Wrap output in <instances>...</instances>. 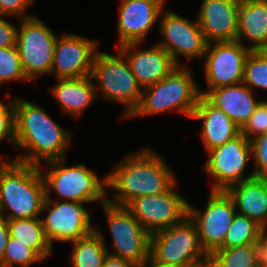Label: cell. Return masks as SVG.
Segmentation results:
<instances>
[{"label": "cell", "mask_w": 267, "mask_h": 267, "mask_svg": "<svg viewBox=\"0 0 267 267\" xmlns=\"http://www.w3.org/2000/svg\"><path fill=\"white\" fill-rule=\"evenodd\" d=\"M15 120V148L28 152L13 160L42 166L43 163L66 158L73 131L56 123L42 107L13 97Z\"/></svg>", "instance_id": "6da1fadb"}, {"label": "cell", "mask_w": 267, "mask_h": 267, "mask_svg": "<svg viewBox=\"0 0 267 267\" xmlns=\"http://www.w3.org/2000/svg\"><path fill=\"white\" fill-rule=\"evenodd\" d=\"M153 148L145 147L126 155L107 174V187L114 197L107 201L126 206L136 197L166 192L176 181V174Z\"/></svg>", "instance_id": "7a4b0ae2"}, {"label": "cell", "mask_w": 267, "mask_h": 267, "mask_svg": "<svg viewBox=\"0 0 267 267\" xmlns=\"http://www.w3.org/2000/svg\"><path fill=\"white\" fill-rule=\"evenodd\" d=\"M0 156L1 218L40 217L46 200L40 166L24 164L13 159L1 160L3 157Z\"/></svg>", "instance_id": "3957f363"}, {"label": "cell", "mask_w": 267, "mask_h": 267, "mask_svg": "<svg viewBox=\"0 0 267 267\" xmlns=\"http://www.w3.org/2000/svg\"><path fill=\"white\" fill-rule=\"evenodd\" d=\"M199 87L189 65H179L161 81L142 88L140 103L128 119L173 109L191 118L201 96Z\"/></svg>", "instance_id": "277c9868"}, {"label": "cell", "mask_w": 267, "mask_h": 267, "mask_svg": "<svg viewBox=\"0 0 267 267\" xmlns=\"http://www.w3.org/2000/svg\"><path fill=\"white\" fill-rule=\"evenodd\" d=\"M65 161L66 158L46 162L50 170L47 172H43L44 169L40 166L46 196H51L53 190L61 201L80 203L97 201L100 205L106 203L107 175L100 180L97 172L88 169L85 164L67 166Z\"/></svg>", "instance_id": "5b68a950"}, {"label": "cell", "mask_w": 267, "mask_h": 267, "mask_svg": "<svg viewBox=\"0 0 267 267\" xmlns=\"http://www.w3.org/2000/svg\"><path fill=\"white\" fill-rule=\"evenodd\" d=\"M116 55L97 51L91 72L96 96L100 93L104 100L125 106L124 120L138 107L142 87L137 83L125 56L116 49ZM97 83V85H96ZM99 87V88H98ZM99 89L100 92H97Z\"/></svg>", "instance_id": "8992f818"}, {"label": "cell", "mask_w": 267, "mask_h": 267, "mask_svg": "<svg viewBox=\"0 0 267 267\" xmlns=\"http://www.w3.org/2000/svg\"><path fill=\"white\" fill-rule=\"evenodd\" d=\"M150 256L171 267H197L209 260L196 225L189 216L174 226L151 234Z\"/></svg>", "instance_id": "52a82bcc"}, {"label": "cell", "mask_w": 267, "mask_h": 267, "mask_svg": "<svg viewBox=\"0 0 267 267\" xmlns=\"http://www.w3.org/2000/svg\"><path fill=\"white\" fill-rule=\"evenodd\" d=\"M19 20L16 45L26 77L35 81L38 76L51 75L58 34L35 15Z\"/></svg>", "instance_id": "ba28073f"}, {"label": "cell", "mask_w": 267, "mask_h": 267, "mask_svg": "<svg viewBox=\"0 0 267 267\" xmlns=\"http://www.w3.org/2000/svg\"><path fill=\"white\" fill-rule=\"evenodd\" d=\"M108 221L114 250L108 254L126 259L135 266L150 256L151 235L125 206H117L108 201L101 204Z\"/></svg>", "instance_id": "9c48e42d"}, {"label": "cell", "mask_w": 267, "mask_h": 267, "mask_svg": "<svg viewBox=\"0 0 267 267\" xmlns=\"http://www.w3.org/2000/svg\"><path fill=\"white\" fill-rule=\"evenodd\" d=\"M207 155L203 169L213 179L212 191H227L233 185L255 177L253 170L248 176L244 175L252 159V150L250 141L242 133L209 150Z\"/></svg>", "instance_id": "30bf717a"}, {"label": "cell", "mask_w": 267, "mask_h": 267, "mask_svg": "<svg viewBox=\"0 0 267 267\" xmlns=\"http://www.w3.org/2000/svg\"><path fill=\"white\" fill-rule=\"evenodd\" d=\"M209 192L203 211L188 203V216L196 225L201 245L208 255L223 245L237 213L235 203L227 191Z\"/></svg>", "instance_id": "8fae6325"}, {"label": "cell", "mask_w": 267, "mask_h": 267, "mask_svg": "<svg viewBox=\"0 0 267 267\" xmlns=\"http://www.w3.org/2000/svg\"><path fill=\"white\" fill-rule=\"evenodd\" d=\"M84 204L55 200L52 196H46L41 213L47 214L40 219L52 247L54 242H72L96 230Z\"/></svg>", "instance_id": "7c38bea8"}, {"label": "cell", "mask_w": 267, "mask_h": 267, "mask_svg": "<svg viewBox=\"0 0 267 267\" xmlns=\"http://www.w3.org/2000/svg\"><path fill=\"white\" fill-rule=\"evenodd\" d=\"M176 186L177 181L166 192L136 197L125 206L150 235L188 216L189 201L176 191Z\"/></svg>", "instance_id": "4fadbf2b"}, {"label": "cell", "mask_w": 267, "mask_h": 267, "mask_svg": "<svg viewBox=\"0 0 267 267\" xmlns=\"http://www.w3.org/2000/svg\"><path fill=\"white\" fill-rule=\"evenodd\" d=\"M251 50L238 41L208 43L203 57V71L206 90L200 88L201 95L211 89L243 82L245 61Z\"/></svg>", "instance_id": "5bb4252c"}, {"label": "cell", "mask_w": 267, "mask_h": 267, "mask_svg": "<svg viewBox=\"0 0 267 267\" xmlns=\"http://www.w3.org/2000/svg\"><path fill=\"white\" fill-rule=\"evenodd\" d=\"M158 24L162 40L157 44L163 47L178 65H184L179 59L181 56L187 58V61L204 57L208 42L197 18L190 21L178 13L164 9Z\"/></svg>", "instance_id": "9a60e30c"}, {"label": "cell", "mask_w": 267, "mask_h": 267, "mask_svg": "<svg viewBox=\"0 0 267 267\" xmlns=\"http://www.w3.org/2000/svg\"><path fill=\"white\" fill-rule=\"evenodd\" d=\"M99 42L79 34L64 32L57 36L51 75L56 79L91 76Z\"/></svg>", "instance_id": "2e32d148"}, {"label": "cell", "mask_w": 267, "mask_h": 267, "mask_svg": "<svg viewBox=\"0 0 267 267\" xmlns=\"http://www.w3.org/2000/svg\"><path fill=\"white\" fill-rule=\"evenodd\" d=\"M165 0H121L118 8L117 47L142 43L165 9Z\"/></svg>", "instance_id": "e0dca14e"}, {"label": "cell", "mask_w": 267, "mask_h": 267, "mask_svg": "<svg viewBox=\"0 0 267 267\" xmlns=\"http://www.w3.org/2000/svg\"><path fill=\"white\" fill-rule=\"evenodd\" d=\"M142 43H129L117 47L125 56L137 83L146 87L167 77L179 65L157 43L149 48L138 49ZM137 48V49H136Z\"/></svg>", "instance_id": "ac0fdd59"}, {"label": "cell", "mask_w": 267, "mask_h": 267, "mask_svg": "<svg viewBox=\"0 0 267 267\" xmlns=\"http://www.w3.org/2000/svg\"><path fill=\"white\" fill-rule=\"evenodd\" d=\"M240 0H202L197 21L208 43L236 41Z\"/></svg>", "instance_id": "d6986e66"}, {"label": "cell", "mask_w": 267, "mask_h": 267, "mask_svg": "<svg viewBox=\"0 0 267 267\" xmlns=\"http://www.w3.org/2000/svg\"><path fill=\"white\" fill-rule=\"evenodd\" d=\"M191 118L202 121L200 136L206 152L225 144L241 133V129L231 118L204 95L200 96Z\"/></svg>", "instance_id": "ffe728a7"}, {"label": "cell", "mask_w": 267, "mask_h": 267, "mask_svg": "<svg viewBox=\"0 0 267 267\" xmlns=\"http://www.w3.org/2000/svg\"><path fill=\"white\" fill-rule=\"evenodd\" d=\"M205 97L241 129L262 99L243 82L211 89Z\"/></svg>", "instance_id": "44dd1931"}, {"label": "cell", "mask_w": 267, "mask_h": 267, "mask_svg": "<svg viewBox=\"0 0 267 267\" xmlns=\"http://www.w3.org/2000/svg\"><path fill=\"white\" fill-rule=\"evenodd\" d=\"M236 41L251 51H267V0H240Z\"/></svg>", "instance_id": "7402d4cb"}, {"label": "cell", "mask_w": 267, "mask_h": 267, "mask_svg": "<svg viewBox=\"0 0 267 267\" xmlns=\"http://www.w3.org/2000/svg\"><path fill=\"white\" fill-rule=\"evenodd\" d=\"M236 212L247 216L261 227L267 226V179L253 177L227 190Z\"/></svg>", "instance_id": "603a6c76"}, {"label": "cell", "mask_w": 267, "mask_h": 267, "mask_svg": "<svg viewBox=\"0 0 267 267\" xmlns=\"http://www.w3.org/2000/svg\"><path fill=\"white\" fill-rule=\"evenodd\" d=\"M91 76L83 78L56 79L51 94L60 104L61 111L76 119L81 117L87 107L96 99L95 86Z\"/></svg>", "instance_id": "cb8c5ba5"}, {"label": "cell", "mask_w": 267, "mask_h": 267, "mask_svg": "<svg viewBox=\"0 0 267 267\" xmlns=\"http://www.w3.org/2000/svg\"><path fill=\"white\" fill-rule=\"evenodd\" d=\"M72 252L69 260L71 267H102L108 256L106 240L101 231L96 230L87 236L70 242Z\"/></svg>", "instance_id": "d4e9b609"}, {"label": "cell", "mask_w": 267, "mask_h": 267, "mask_svg": "<svg viewBox=\"0 0 267 267\" xmlns=\"http://www.w3.org/2000/svg\"><path fill=\"white\" fill-rule=\"evenodd\" d=\"M10 236L32 248L43 260L53 252L47 240L40 217L7 219Z\"/></svg>", "instance_id": "484cf974"}, {"label": "cell", "mask_w": 267, "mask_h": 267, "mask_svg": "<svg viewBox=\"0 0 267 267\" xmlns=\"http://www.w3.org/2000/svg\"><path fill=\"white\" fill-rule=\"evenodd\" d=\"M211 267H262L260 244L219 248L209 255Z\"/></svg>", "instance_id": "4316f807"}, {"label": "cell", "mask_w": 267, "mask_h": 267, "mask_svg": "<svg viewBox=\"0 0 267 267\" xmlns=\"http://www.w3.org/2000/svg\"><path fill=\"white\" fill-rule=\"evenodd\" d=\"M261 226L247 216L236 213L220 248H233L259 243Z\"/></svg>", "instance_id": "83f0119b"}, {"label": "cell", "mask_w": 267, "mask_h": 267, "mask_svg": "<svg viewBox=\"0 0 267 267\" xmlns=\"http://www.w3.org/2000/svg\"><path fill=\"white\" fill-rule=\"evenodd\" d=\"M243 83L252 91L255 88L267 91V51L249 53L245 61Z\"/></svg>", "instance_id": "f1b7e54d"}, {"label": "cell", "mask_w": 267, "mask_h": 267, "mask_svg": "<svg viewBox=\"0 0 267 267\" xmlns=\"http://www.w3.org/2000/svg\"><path fill=\"white\" fill-rule=\"evenodd\" d=\"M44 260L29 246L10 236L1 262L5 267H31Z\"/></svg>", "instance_id": "f546056e"}, {"label": "cell", "mask_w": 267, "mask_h": 267, "mask_svg": "<svg viewBox=\"0 0 267 267\" xmlns=\"http://www.w3.org/2000/svg\"><path fill=\"white\" fill-rule=\"evenodd\" d=\"M19 80L30 81L23 71L17 45L0 48V85Z\"/></svg>", "instance_id": "4dcf8cb0"}, {"label": "cell", "mask_w": 267, "mask_h": 267, "mask_svg": "<svg viewBox=\"0 0 267 267\" xmlns=\"http://www.w3.org/2000/svg\"><path fill=\"white\" fill-rule=\"evenodd\" d=\"M241 133L250 141L267 133V100L263 99L254 113L241 128Z\"/></svg>", "instance_id": "1f68e13d"}, {"label": "cell", "mask_w": 267, "mask_h": 267, "mask_svg": "<svg viewBox=\"0 0 267 267\" xmlns=\"http://www.w3.org/2000/svg\"><path fill=\"white\" fill-rule=\"evenodd\" d=\"M255 177L267 179V133L250 140Z\"/></svg>", "instance_id": "d6a6232c"}, {"label": "cell", "mask_w": 267, "mask_h": 267, "mask_svg": "<svg viewBox=\"0 0 267 267\" xmlns=\"http://www.w3.org/2000/svg\"><path fill=\"white\" fill-rule=\"evenodd\" d=\"M8 140L13 146L15 142L14 102L9 99L8 105L0 101V142Z\"/></svg>", "instance_id": "836d02e7"}, {"label": "cell", "mask_w": 267, "mask_h": 267, "mask_svg": "<svg viewBox=\"0 0 267 267\" xmlns=\"http://www.w3.org/2000/svg\"><path fill=\"white\" fill-rule=\"evenodd\" d=\"M33 3L34 0H0V14L18 19L28 18L34 16L32 13H26Z\"/></svg>", "instance_id": "e575fe53"}, {"label": "cell", "mask_w": 267, "mask_h": 267, "mask_svg": "<svg viewBox=\"0 0 267 267\" xmlns=\"http://www.w3.org/2000/svg\"><path fill=\"white\" fill-rule=\"evenodd\" d=\"M6 16L0 14V48L16 45L17 27L4 19Z\"/></svg>", "instance_id": "d590c367"}, {"label": "cell", "mask_w": 267, "mask_h": 267, "mask_svg": "<svg viewBox=\"0 0 267 267\" xmlns=\"http://www.w3.org/2000/svg\"><path fill=\"white\" fill-rule=\"evenodd\" d=\"M10 233L7 219L0 218V261L4 255V250L9 241Z\"/></svg>", "instance_id": "8d00e7d4"}, {"label": "cell", "mask_w": 267, "mask_h": 267, "mask_svg": "<svg viewBox=\"0 0 267 267\" xmlns=\"http://www.w3.org/2000/svg\"><path fill=\"white\" fill-rule=\"evenodd\" d=\"M259 244L261 265L262 267H267V226L261 228Z\"/></svg>", "instance_id": "74e56055"}, {"label": "cell", "mask_w": 267, "mask_h": 267, "mask_svg": "<svg viewBox=\"0 0 267 267\" xmlns=\"http://www.w3.org/2000/svg\"><path fill=\"white\" fill-rule=\"evenodd\" d=\"M102 267H135V265L126 259L113 257L108 254Z\"/></svg>", "instance_id": "f35d334b"}, {"label": "cell", "mask_w": 267, "mask_h": 267, "mask_svg": "<svg viewBox=\"0 0 267 267\" xmlns=\"http://www.w3.org/2000/svg\"><path fill=\"white\" fill-rule=\"evenodd\" d=\"M135 267H171V266L160 264L155 259H153L151 256H149L141 264H138Z\"/></svg>", "instance_id": "ab89813d"}, {"label": "cell", "mask_w": 267, "mask_h": 267, "mask_svg": "<svg viewBox=\"0 0 267 267\" xmlns=\"http://www.w3.org/2000/svg\"><path fill=\"white\" fill-rule=\"evenodd\" d=\"M205 267H211L210 263L209 262L205 263Z\"/></svg>", "instance_id": "60d3db41"}, {"label": "cell", "mask_w": 267, "mask_h": 267, "mask_svg": "<svg viewBox=\"0 0 267 267\" xmlns=\"http://www.w3.org/2000/svg\"><path fill=\"white\" fill-rule=\"evenodd\" d=\"M0 267H5L1 261H0Z\"/></svg>", "instance_id": "b9f144b4"}, {"label": "cell", "mask_w": 267, "mask_h": 267, "mask_svg": "<svg viewBox=\"0 0 267 267\" xmlns=\"http://www.w3.org/2000/svg\"><path fill=\"white\" fill-rule=\"evenodd\" d=\"M197 267H205V263H204V264H202V265H199V266H197Z\"/></svg>", "instance_id": "7bdbcfd3"}]
</instances>
